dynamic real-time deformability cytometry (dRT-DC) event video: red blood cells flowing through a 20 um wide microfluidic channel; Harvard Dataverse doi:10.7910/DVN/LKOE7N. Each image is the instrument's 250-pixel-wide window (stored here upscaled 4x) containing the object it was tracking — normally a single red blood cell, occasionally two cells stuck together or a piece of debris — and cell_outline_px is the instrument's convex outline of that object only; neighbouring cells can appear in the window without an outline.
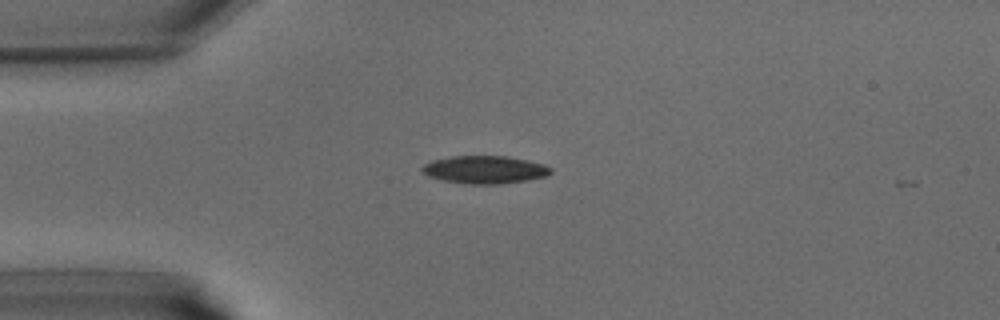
{"species": "common noctule bat (a hibernating species)", "species_latin": "Nyctalus noctula", "temperature_condition": "warm", "stored_images_in_passage": 32, "camera_frame_rate_fps": 3000, "um_per_image_px": 0.085, "animal": {"sex": "male", "body_mass_g": 15.6}, "frame": {"image": 1, "passage_image": 1, "time_ms": 0.0, "image_size_px": [1000, 320], "cell_outline_px": [[552, 172], [548, 176], [528, 180], [500, 184], [464, 184], [440, 180], [428, 176], [420, 168], [424, 164], [432, 160], [452, 156], [504, 156], [544, 164], [552, 168]], "centroid_in_image_um": [41.19, 14.43], "position_along_channel_um": 43.8, "area_um2": 20.92}}
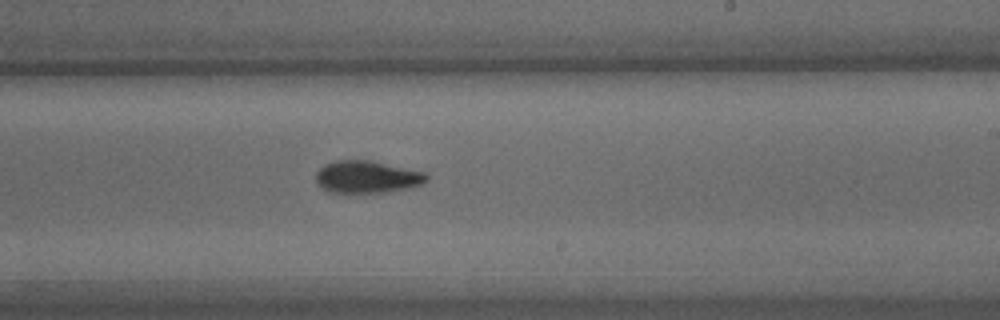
{"frame": {"image": 2, "passage_image": 15, "time_ms": 4.667, "image_size_px": [1000, 320], "cell_outline_px": [[428, 180], [424, 184], [408, 188], [384, 192], [332, 192], [316, 184], [316, 172], [324, 164], [336, 160], [368, 160], [428, 172]], "centroid_in_image_um": [31.23, 15.02], "position_along_channel_um": 257.8, "area_um2": 20.87}}
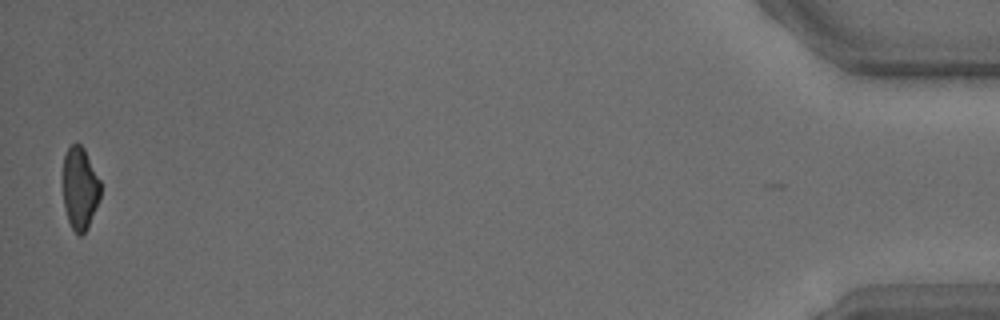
{"frame": {"image": 3, "passage_image": 31, "time_ms": 10.0, "image_size_px": [1000, 320], "cell_outline_px": [[100, 200], [88, 228], [80, 236], [72, 228], [68, 220], [64, 208], [64, 156], [68, 148], [72, 144], [80, 144], [84, 148], [100, 180]], "centroid_in_image_um": [6.81, 16.02], "position_along_channel_um": 428.4, "area_um2": 17.92}}